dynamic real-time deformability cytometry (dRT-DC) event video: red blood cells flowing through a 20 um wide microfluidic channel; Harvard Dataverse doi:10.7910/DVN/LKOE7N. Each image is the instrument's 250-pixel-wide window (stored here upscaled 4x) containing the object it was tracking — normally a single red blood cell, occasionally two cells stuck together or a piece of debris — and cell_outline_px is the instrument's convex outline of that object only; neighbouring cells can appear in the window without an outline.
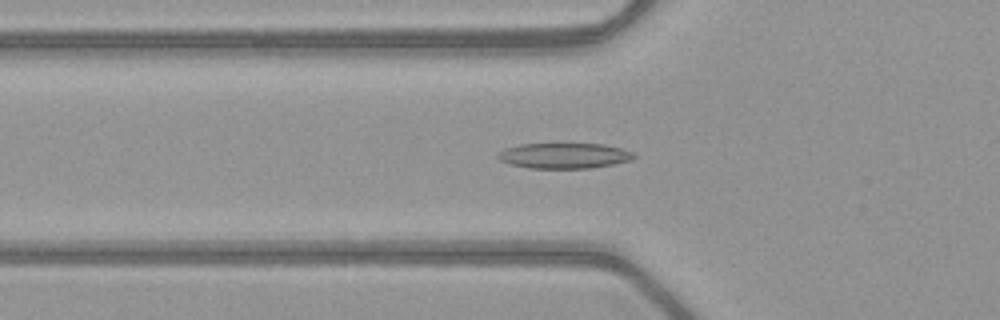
{"species": "common noctule bat (a hibernating species)", "species_latin": "Nyctalus noctula", "temperature_condition": "warm", "stored_images_in_passage": 52, "camera_frame_rate_fps": 3000, "um_per_image_px": 0.085, "animal": {"sex": "female", "body_mass_g": 21.9}, "frame": {"image": 1, "passage_image": 19, "time_ms": 6.0, "image_size_px": [1000, 320], "cell_outline_px": [[636, 156], [632, 160], [592, 168], [528, 168], [508, 164], [500, 160], [496, 156], [504, 148], [520, 144], [604, 144], [620, 148], [632, 152]], "centroid_in_image_um": [47.93, 13.24], "position_along_channel_um": 77.9, "area_um2": 20.17}}
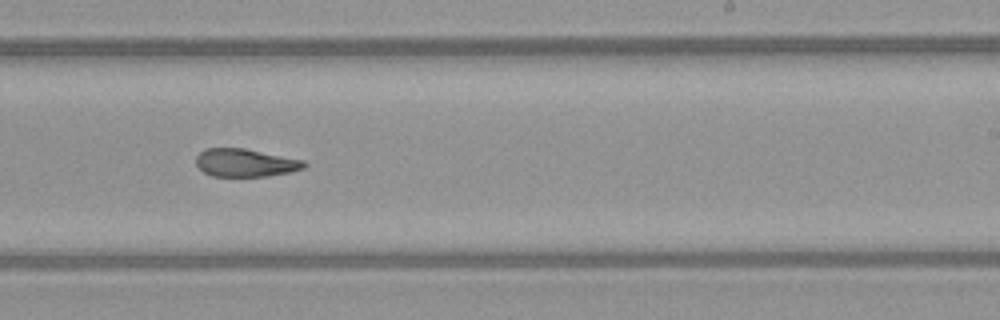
{"frame": {"image": 2, "passage_image": 33, "time_ms": 10.667, "image_size_px": [1000, 320], "cell_outline_px": [[308, 164], [304, 168], [292, 172], [268, 176], [212, 176], [204, 172], [196, 164], [196, 156], [204, 148], [244, 148], [304, 160]], "centroid_in_image_um": [20.87, 13.83], "position_along_channel_um": 268.1, "area_um2": 17.69}}
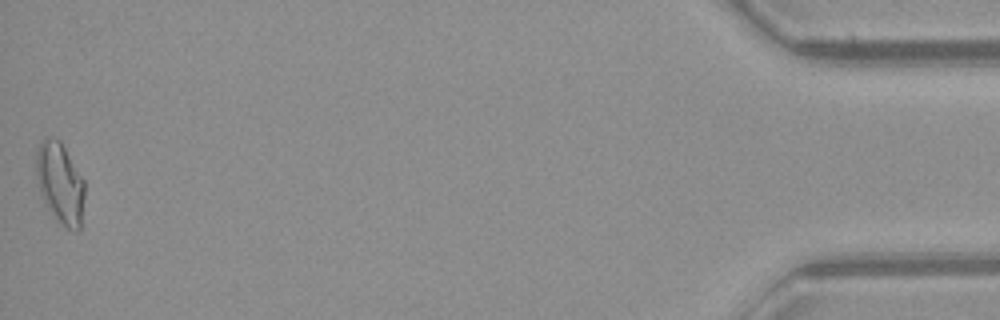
{"frame": {"image": 3, "passage_image": 52, "time_ms": 17.0, "image_size_px": [1000, 320], "cell_outline_px": [[84, 196], [80, 232], [76, 232], [68, 228], [56, 220], [52, 216], [44, 204], [36, 176], [36, 148], [40, 140], [44, 136], [52, 136], [60, 140], [84, 180]], "centroid_in_image_um": [5.09, 15.55], "position_along_channel_um": 430.1, "area_um2": 23.29}, "authors_computed_cell_mechanics": {"area_um2": 19.5364, "velocity_mm_per_s": 4.0434, "shape_relaxation_time_tau1_ms": null, "shape_relaxation_time_tau2_ms": 3.0538, "deformation_change_tau1": null, "deformation_change_tau2": 0.1124}}